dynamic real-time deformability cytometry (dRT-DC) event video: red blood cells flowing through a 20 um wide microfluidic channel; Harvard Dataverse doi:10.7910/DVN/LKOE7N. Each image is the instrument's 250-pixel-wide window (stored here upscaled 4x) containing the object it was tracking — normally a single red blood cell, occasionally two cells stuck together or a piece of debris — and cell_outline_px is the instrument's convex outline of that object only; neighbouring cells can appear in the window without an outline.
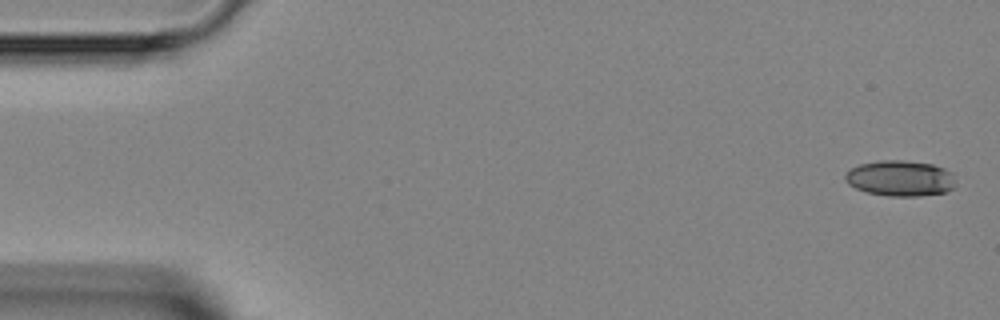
{"species": "Egyptian fruit bat (a non-hibernating species)", "species_latin": "Rousettus aegyptiacus", "temperature_condition": "room temperature", "stored_images_in_passage": 4, "camera_frame_rate_fps": 3000, "um_per_image_px": 0.085, "animal": {"sex": "female"}, "frame": {"image": 1, "passage_image": 1, "time_ms": 0.0, "image_size_px": [1000, 320], "cell_outline_px": [[956, 188], [944, 192], [920, 196], [888, 196], [868, 192], [856, 188], [848, 184], [844, 180], [844, 176], [852, 168], [860, 164], [880, 160], [904, 160], [932, 164], [944, 168], [952, 172]], "centroid_in_image_um": [76.54, 15.15], "position_along_channel_um": 8.5, "area_um2": 23.06}}
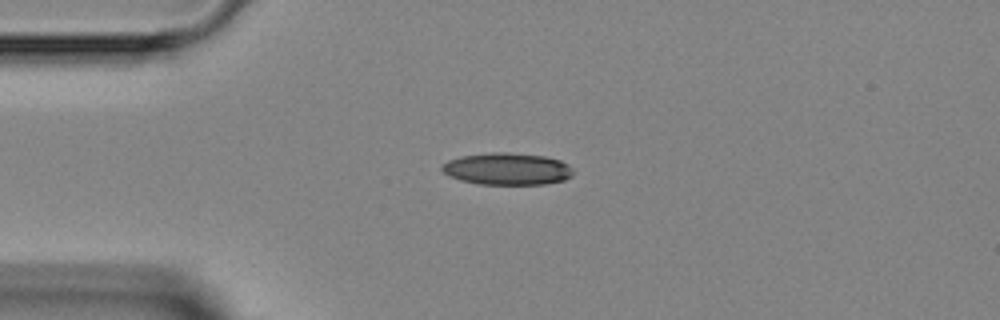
{"frame": {"image": 2, "passage_image": 4, "time_ms": 3.333, "image_size_px": [1000, 320], "cell_outline_px": [[572, 176], [564, 180], [544, 184], [480, 184], [460, 180], [448, 176], [440, 168], [448, 160], [460, 156], [492, 152], [504, 152], [544, 156], [560, 160], [568, 164], [572, 168]], "centroid_in_image_um": [43.1, 14.35], "position_along_channel_um": 41.9, "area_um2": 24.45}}